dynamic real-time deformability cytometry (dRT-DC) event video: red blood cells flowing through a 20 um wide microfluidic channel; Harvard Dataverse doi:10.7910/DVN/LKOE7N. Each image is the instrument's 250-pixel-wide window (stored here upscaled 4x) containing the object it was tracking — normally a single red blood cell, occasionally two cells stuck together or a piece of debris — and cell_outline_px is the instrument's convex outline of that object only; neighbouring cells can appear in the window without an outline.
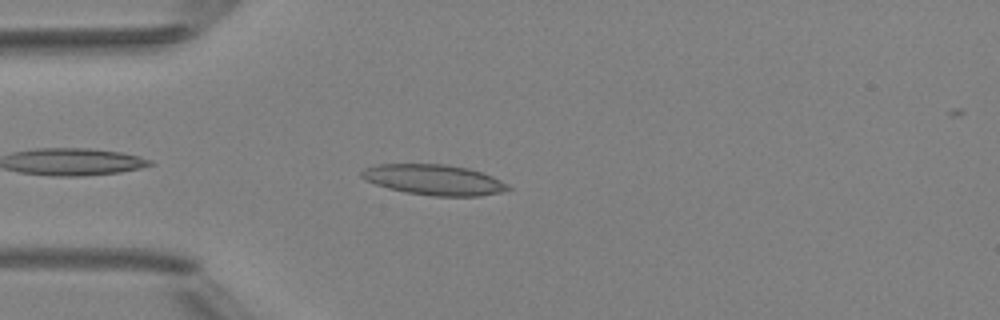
{"species": "Egyptian fruit bat (a non-hibernating species)", "species_latin": "Rousettus aegyptiacus", "temperature_condition": "room temperature", "stored_images_in_passage": 5, "camera_frame_rate_fps": 3000, "um_per_image_px": 0.085, "animal": {"sex": "female"}, "frame": {"image": 1, "passage_image": 4, "time_ms": 3.667, "image_size_px": [1000, 320], "cell_outline_px": [[512, 188], [500, 192], [480, 196], [436, 196], [404, 192], [388, 188], [364, 180], [360, 176], [360, 172], [364, 168], [376, 164], [444, 164], [468, 168], [492, 176], [508, 184]], "centroid_in_image_um": [36.85, 15.28], "position_along_channel_um": 48.1, "area_um2": 26.01}}